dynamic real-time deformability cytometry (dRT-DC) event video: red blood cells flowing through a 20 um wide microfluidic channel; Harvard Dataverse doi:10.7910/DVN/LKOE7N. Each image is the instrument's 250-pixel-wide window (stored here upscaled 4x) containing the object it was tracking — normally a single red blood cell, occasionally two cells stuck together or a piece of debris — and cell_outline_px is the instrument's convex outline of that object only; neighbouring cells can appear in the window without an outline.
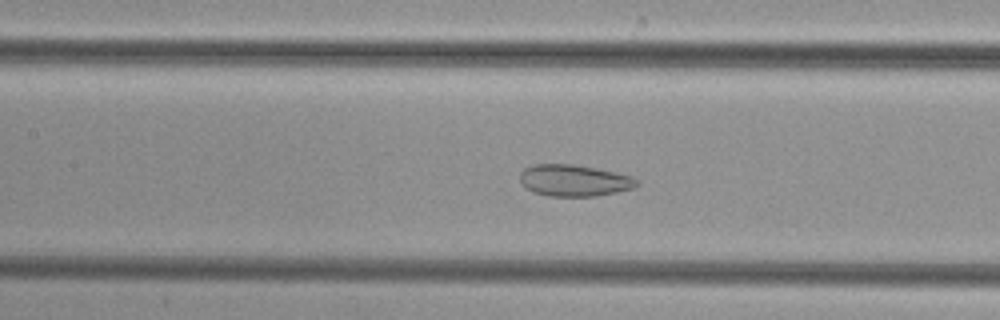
{"species": "common noctule bat (a hibernating species)", "species_latin": "Nyctalus noctula", "temperature_condition": "cold", "stored_images_in_passage": 45, "camera_frame_rate_fps": 3000, "um_per_image_px": 0.085, "animal": {"sex": "female", "body_mass_g": 29.2, "forearm_length_mm": 56.3}, "frame": {"image": 1, "passage_image": 20, "time_ms": 6.333, "image_size_px": [1000, 320], "cell_outline_px": [[640, 184], [636, 188], [596, 196], [548, 196], [532, 192], [524, 188], [520, 180], [520, 172], [524, 168], [532, 164], [572, 164], [596, 168], [616, 172], [632, 176], [640, 180]], "centroid_in_image_um": [48.82, 15.34], "position_along_channel_um": 158.6, "area_um2": 21.91}}
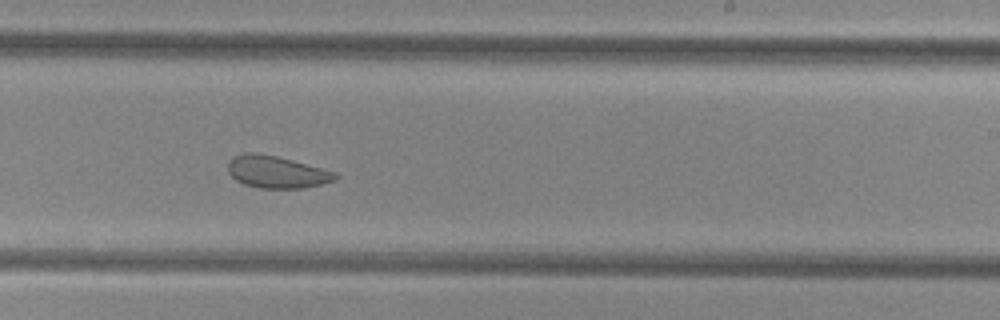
{"frame": {"image": 2, "passage_image": 28, "time_ms": 9.0, "image_size_px": [1000, 320], "cell_outline_px": [[340, 176], [336, 180], [304, 188], [260, 188], [244, 184], [236, 180], [228, 172], [228, 160], [232, 156], [248, 152], [256, 152], [276, 156], [292, 160], [336, 172]], "centroid_in_image_um": [23.5, 14.61], "position_along_channel_um": 265.5, "area_um2": 20.17}}
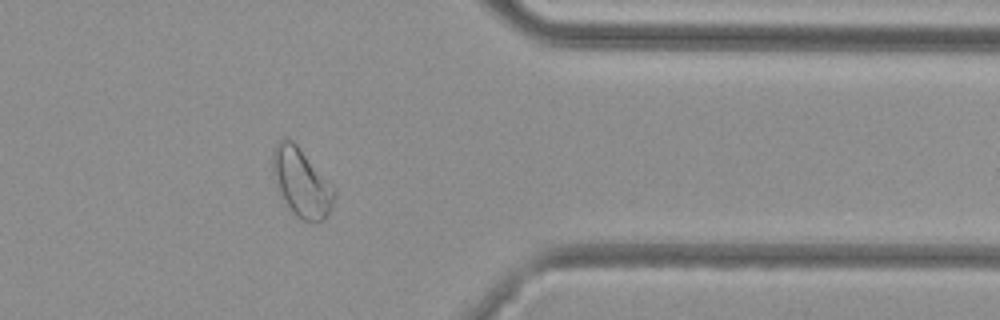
{"frame": {"image": 3, "passage_image": 38, "time_ms": 12.333, "image_size_px": [1000, 320], "cell_outline_px": [[336, 192], [328, 216], [324, 220], [300, 220], [292, 212], [276, 188], [272, 176], [272, 152], [276, 144], [284, 136], [292, 140], [296, 144], [336, 188]], "centroid_in_image_um": [25.6, 15.49], "position_along_channel_um": 385.8, "area_um2": 24.68}}